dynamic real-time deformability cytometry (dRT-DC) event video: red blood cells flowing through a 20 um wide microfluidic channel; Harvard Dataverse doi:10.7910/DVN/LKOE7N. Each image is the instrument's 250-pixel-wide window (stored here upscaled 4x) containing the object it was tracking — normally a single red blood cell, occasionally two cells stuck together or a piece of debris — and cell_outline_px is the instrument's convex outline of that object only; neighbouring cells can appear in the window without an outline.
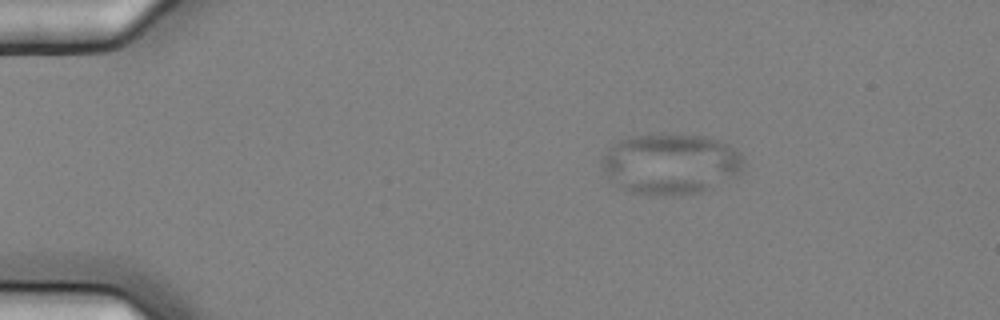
{"species": "common noctule bat (a hibernating species)", "species_latin": "Nyctalus noctula", "temperature_condition": "cold", "stored_images_in_passage": 5, "segment_of_instrument_passage": [1, 2], "camera_frame_rate_fps": 3000, "um_per_image_px": 0.085, "animal": {"sex": "female", "body_mass_g": 25.1}, "frame": {"image": 1, "passage_image": 1, "time_ms": 0.0, "image_size_px": [1000, 320], "cell_outline_px": [[740, 172], [736, 176], [696, 192], [680, 196], [628, 192], [620, 188], [608, 176], [600, 160], [608, 148], [616, 140], [632, 136], [704, 136], [720, 140], [736, 148], [740, 152]], "centroid_in_image_um": [56.95, 13.93], "position_along_channel_um": 28.0, "area_um2": 49.13}}